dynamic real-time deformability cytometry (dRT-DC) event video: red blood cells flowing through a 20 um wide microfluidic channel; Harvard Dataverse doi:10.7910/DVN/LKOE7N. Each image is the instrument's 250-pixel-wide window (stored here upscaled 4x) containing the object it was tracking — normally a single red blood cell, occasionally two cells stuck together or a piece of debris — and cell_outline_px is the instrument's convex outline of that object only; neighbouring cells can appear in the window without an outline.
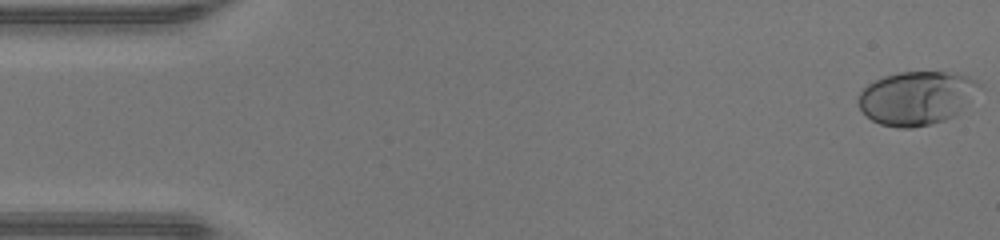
{"species": "human", "species_latin": "Homo sapiens", "temperature_condition": "warm", "stored_images_in_passage": 47, "camera_frame_rate_fps": 3000, "um_per_image_px": 0.085, "donor": {"sex": "male"}, "frame": {"image": 1, "passage_image": 1, "time_ms": 0.0, "image_size_px": [1000, 240], "cell_outline_px": [[984, 88], [956, 116], [944, 120], [912, 128], [900, 128], [880, 124], [872, 120], [860, 108], [860, 92], [868, 84], [884, 76], [900, 72], [956, 72], [968, 76], [976, 80]], "centroid_in_image_um": [78.0, 8.32], "position_along_channel_um": 7.0, "area_um2": 37.97}}
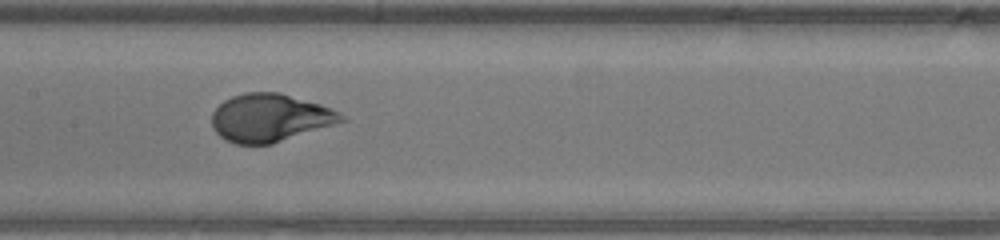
{"frame": {"image": 2, "passage_image": 23, "time_ms": 7.333, "image_size_px": [1000, 240], "cell_outline_px": [[348, 120], [272, 144], [236, 144], [220, 136], [212, 128], [212, 112], [224, 100], [232, 96], [244, 92], [280, 92], [320, 104], [340, 112]], "centroid_in_image_um": [22.95, 10.01], "position_along_channel_um": 184.5, "area_um2": 36.18}}
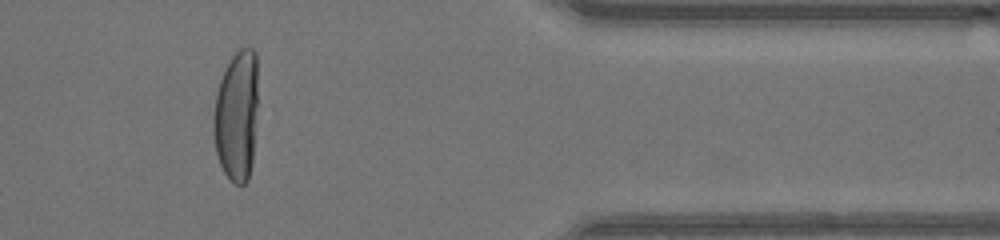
{"frame": {"image": 3, "passage_image": 39, "time_ms": 12.667, "image_size_px": [1000, 240], "cell_outline_px": [[256, 104], [252, 160], [248, 180], [244, 184], [236, 184], [224, 172], [220, 164], [216, 152], [212, 124], [216, 92], [220, 80], [228, 60], [240, 48], [252, 48], [256, 52]], "centroid_in_image_um": [20.08, 9.81], "position_along_channel_um": 391.3, "area_um2": 33.52}, "authors_computed_cell_mechanics": {"area_um2": 36.2406, "velocity_mm_per_s": 4.3894, "shape_relaxation_time_tau1_ms": 5.2352, "shape_relaxation_time_tau2_ms": null, "deformation_change_tau1": 0.2727, "deformation_change_tau2": null}}